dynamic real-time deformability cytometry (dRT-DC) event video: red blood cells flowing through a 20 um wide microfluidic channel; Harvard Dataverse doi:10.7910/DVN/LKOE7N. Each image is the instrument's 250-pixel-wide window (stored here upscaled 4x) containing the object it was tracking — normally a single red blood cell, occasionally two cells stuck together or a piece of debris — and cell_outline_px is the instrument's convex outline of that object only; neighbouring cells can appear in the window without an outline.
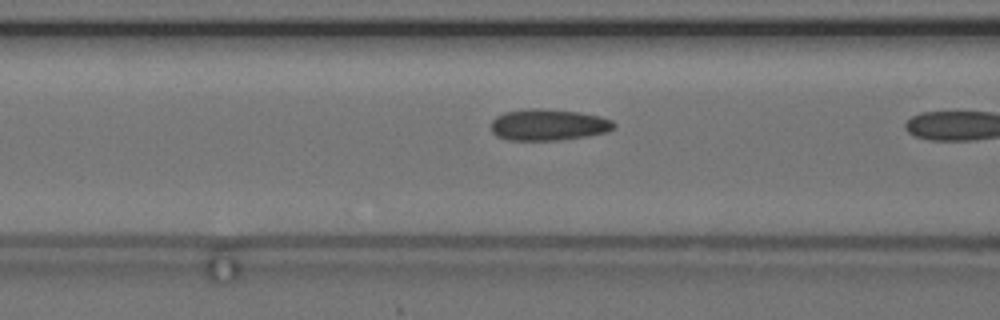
{"species": "common noctule bat (a hibernating species)", "species_latin": "Nyctalus noctula", "temperature_condition": "cold", "stored_images_in_passage": 7, "camera_frame_rate_fps": 3000, "um_per_image_px": 0.085, "animal": {"sex": "female", "body_mass_g": 24.6, "forearm_length_mm": 56.2}, "frame": {"image": 1, "passage_image": 6, "time_ms": 1.667, "image_size_px": [1000, 320], "cell_outline_px": [[616, 128], [608, 132], [588, 136], [560, 140], [508, 140], [496, 136], [492, 132], [492, 120], [496, 116], [504, 112], [532, 108], [544, 108], [580, 112], [600, 116], [612, 120], [616, 124]], "centroid_in_image_um": [46.64, 10.6], "position_along_channel_um": 120.0, "area_um2": 22.77}}